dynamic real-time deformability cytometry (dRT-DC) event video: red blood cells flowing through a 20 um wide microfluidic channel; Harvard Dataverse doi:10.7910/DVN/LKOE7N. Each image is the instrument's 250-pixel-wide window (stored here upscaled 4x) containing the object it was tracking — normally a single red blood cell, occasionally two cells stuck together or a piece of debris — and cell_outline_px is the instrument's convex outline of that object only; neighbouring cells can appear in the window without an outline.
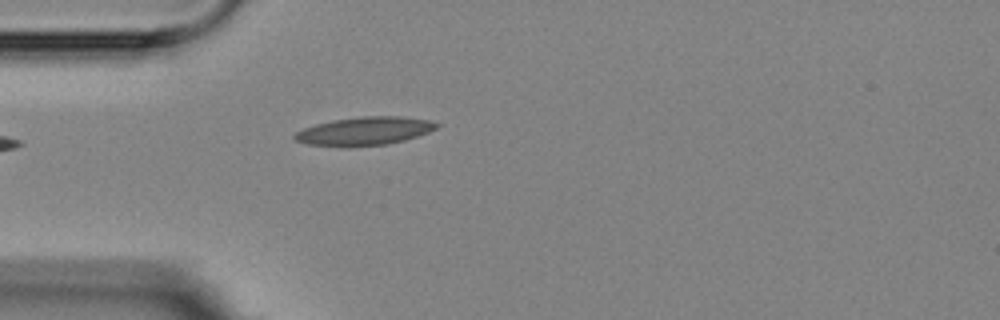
{"species": "Egyptian fruit bat (a non-hibernating species)", "species_latin": "Rousettus aegyptiacus", "temperature_condition": "room temperature", "stored_images_in_passage": 5, "camera_frame_rate_fps": 3000, "um_per_image_px": 0.085, "animal": {"sex": "female"}, "frame": {"image": 1, "passage_image": 5, "time_ms": 4.667, "image_size_px": [1000, 320], "cell_outline_px": [[440, 124], [436, 128], [428, 132], [404, 140], [388, 144], [348, 148], [308, 144], [296, 140], [292, 136], [296, 132], [304, 128], [316, 124], [332, 120], [360, 116], [400, 116], [432, 120]], "centroid_in_image_um": [30.97, 11.15], "position_along_channel_um": 54.0, "area_um2": 23.7}}